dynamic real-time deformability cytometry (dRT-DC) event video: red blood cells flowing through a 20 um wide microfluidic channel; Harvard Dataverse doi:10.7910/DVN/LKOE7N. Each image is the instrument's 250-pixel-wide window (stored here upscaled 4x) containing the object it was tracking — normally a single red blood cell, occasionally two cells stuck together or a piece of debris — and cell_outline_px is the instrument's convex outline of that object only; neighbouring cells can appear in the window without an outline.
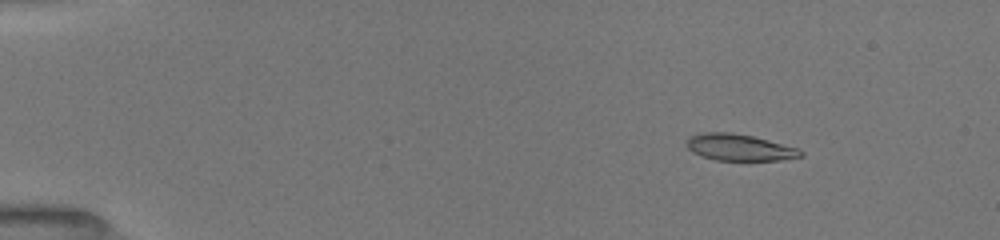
{"species": "common noctule bat (a hibernating species)", "species_latin": "Nyctalus noctula", "temperature_condition": "room temperature", "stored_images_in_passage": 21, "camera_frame_rate_fps": 3000, "um_per_image_px": 0.085, "animal": {"sex": "female", "body_mass_g": 19.5, "forearm_length_mm": 54.1}, "frame": {"image": 1, "passage_image": 8, "time_ms": 2.333, "image_size_px": [1000, 240], "cell_outline_px": [[804, 156], [780, 160], [716, 160], [692, 152], [688, 148], [688, 140], [692, 136], [704, 132], [732, 132], [752, 136], [800, 148], [804, 152]], "centroid_in_image_um": [62.92, 12.53], "position_along_channel_um": 22.1, "area_um2": 17.51}}
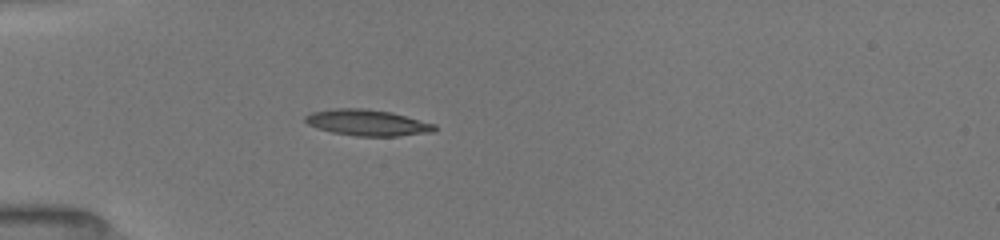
{"frame": {"image": 2, "passage_image": 17, "time_ms": 5.333, "image_size_px": [1000, 240], "cell_outline_px": [[436, 128], [432, 132], [396, 136], [356, 136], [332, 132], [308, 124], [304, 120], [304, 116], [312, 112], [332, 108], [364, 108], [392, 112], [436, 124]], "centroid_in_image_um": [31.23, 10.41], "position_along_channel_um": 53.8, "area_um2": 19.65}}
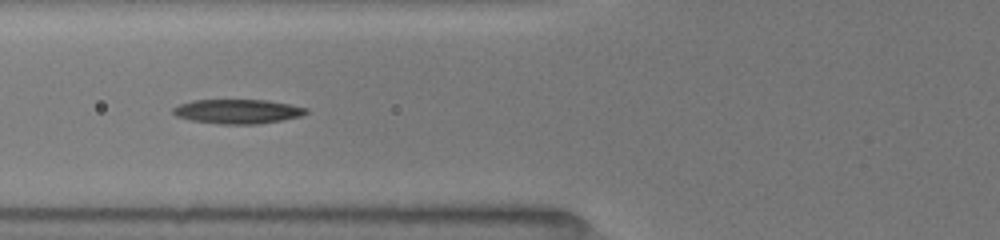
{"frame": {"image": 3, "passage_image": 20, "time_ms": 7.0, "image_size_px": [1000, 240], "cell_outline_px": [[308, 112], [300, 116], [280, 120], [256, 124], [220, 124], [192, 120], [176, 116], [172, 112], [172, 108], [180, 104], [192, 100], [268, 100], [308, 108]], "centroid_in_image_um": [20.18, 9.46], "position_along_channel_um": 105.6, "area_um2": 18.73}}